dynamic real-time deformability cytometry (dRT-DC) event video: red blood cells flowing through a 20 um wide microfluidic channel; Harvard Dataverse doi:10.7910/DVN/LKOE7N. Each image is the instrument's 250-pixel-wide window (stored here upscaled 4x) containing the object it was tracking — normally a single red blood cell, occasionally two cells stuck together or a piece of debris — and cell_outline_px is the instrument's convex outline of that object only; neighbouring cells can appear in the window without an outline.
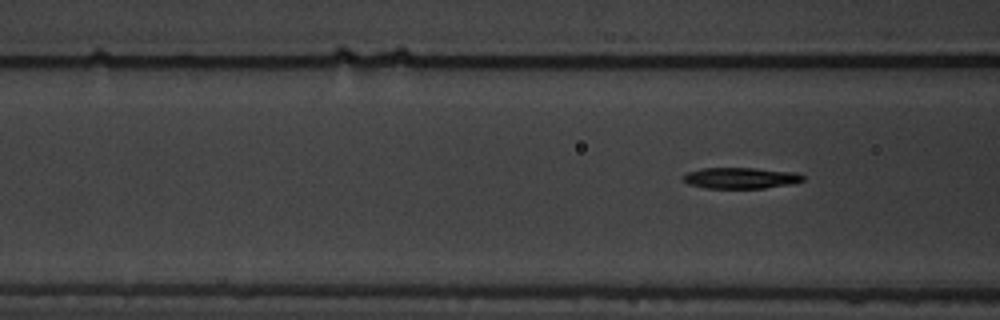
{"species": "common noctule bat (a hibernating species)", "species_latin": "Nyctalus noctula", "temperature_condition": "warm", "stored_images_in_passage": 7, "camera_frame_rate_fps": 3000, "um_per_image_px": 0.085, "animal": {"sex": "male", "body_mass_g": 19.5, "forearm_length_mm": 54.6}, "frame": {"image": 1, "passage_image": 7, "time_ms": 7.667, "image_size_px": [1000, 320], "cell_outline_px": [[804, 180], [792, 184], [764, 188], [704, 188], [688, 184], [680, 176], [688, 172], [704, 168], [756, 168], [796, 172], [804, 176]], "centroid_in_image_um": [62.96, 15.13], "position_along_channel_um": 103.6, "area_um2": 14.8}}